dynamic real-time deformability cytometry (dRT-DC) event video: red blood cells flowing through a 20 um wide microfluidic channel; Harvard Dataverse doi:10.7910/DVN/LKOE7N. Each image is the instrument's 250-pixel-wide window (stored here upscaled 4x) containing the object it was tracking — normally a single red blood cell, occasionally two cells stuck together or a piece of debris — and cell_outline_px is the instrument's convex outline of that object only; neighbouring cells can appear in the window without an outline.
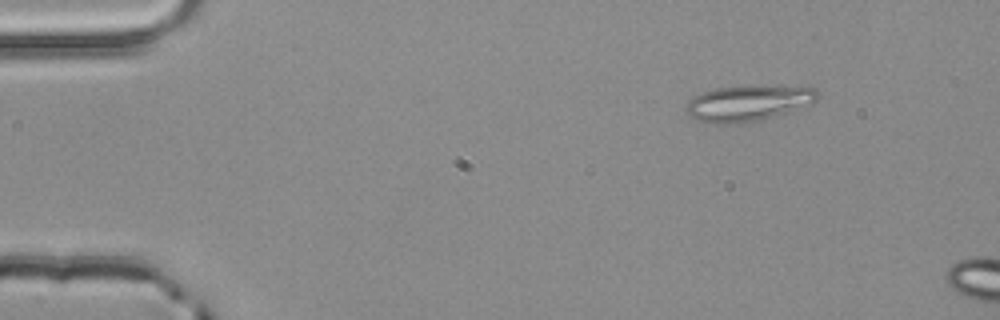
{"species": "common noctule bat (a hibernating species)", "species_latin": "Nyctalus noctula", "temperature_condition": "room temperature", "stored_images_in_passage": 2, "camera_frame_rate_fps": 3000, "um_per_image_px": 0.085, "animal": {"sex": "male", "body_mass_g": 20.4}, "frame": {"image": 1, "passage_image": 1, "time_ms": 0.0, "image_size_px": [1000, 320], "cell_outline_px": [[820, 96], [812, 104], [760, 120], [736, 124], [724, 124], [696, 120], [684, 108], [688, 100], [692, 96], [700, 92], [716, 88], [748, 84], [764, 84], [816, 88]], "centroid_in_image_um": [63.6, 8.72], "position_along_channel_um": 21.4, "area_um2": 28.09}}